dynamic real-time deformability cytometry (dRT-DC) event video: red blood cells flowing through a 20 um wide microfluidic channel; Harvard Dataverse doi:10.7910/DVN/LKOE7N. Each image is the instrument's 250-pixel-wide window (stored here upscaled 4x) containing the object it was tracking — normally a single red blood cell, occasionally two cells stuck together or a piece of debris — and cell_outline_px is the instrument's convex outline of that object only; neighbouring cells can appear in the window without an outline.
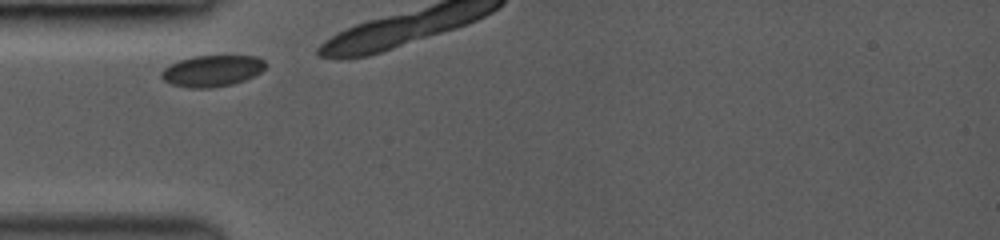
{"species": "common noctule bat (a hibernating species)", "species_latin": "Nyctalus noctula", "temperature_condition": "room temperature", "stored_images_in_passage": 3, "camera_frame_rate_fps": 3000, "um_per_image_px": 0.085, "animal": {"sex": "female", "body_mass_g": 19.0, "forearm_length_mm": 53.3}, "frame": {"image": 1, "passage_image": 1, "time_ms": 0.0, "image_size_px": [1000, 240], "cell_outline_px": [[264, 68], [260, 72], [244, 80], [232, 84], [212, 88], [188, 88], [172, 84], [164, 80], [160, 76], [160, 72], [164, 68], [180, 60], [192, 56], [256, 56], [264, 60]], "centroid_in_image_um": [18.0, 6.03], "position_along_channel_um": 67.0, "area_um2": 18.84}}